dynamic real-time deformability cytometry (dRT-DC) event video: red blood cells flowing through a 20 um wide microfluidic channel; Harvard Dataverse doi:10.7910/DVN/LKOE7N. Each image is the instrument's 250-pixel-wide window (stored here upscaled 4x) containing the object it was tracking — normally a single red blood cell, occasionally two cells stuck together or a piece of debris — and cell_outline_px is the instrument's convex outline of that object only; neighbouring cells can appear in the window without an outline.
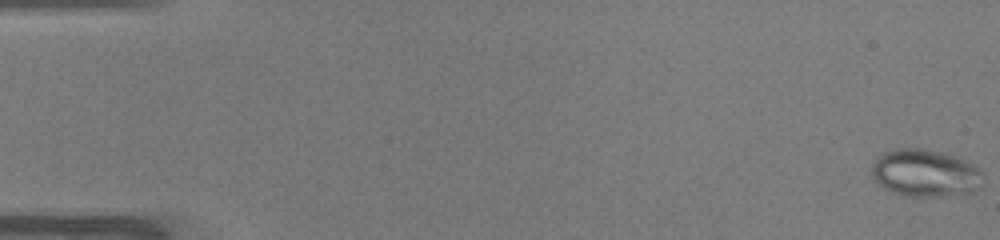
{"species": "common noctule bat (a hibernating species)", "species_latin": "Nyctalus noctula", "temperature_condition": "warm", "stored_images_in_passage": 52, "camera_frame_rate_fps": 3000, "um_per_image_px": 0.085, "animal": {"sex": "male", "body_mass_g": 19.0, "forearm_length_mm": 50.8}, "frame": {"image": 1, "passage_image": 1, "time_ms": 0.0, "image_size_px": [1000, 240], "cell_outline_px": [[984, 172], [980, 188], [972, 192], [936, 196], [912, 196], [892, 192], [884, 188], [872, 176], [872, 164], [884, 152], [892, 148], [920, 148], [940, 152], [964, 160], [980, 168]], "centroid_in_image_um": [78.66, 14.7], "position_along_channel_um": 6.3, "area_um2": 30.52}}
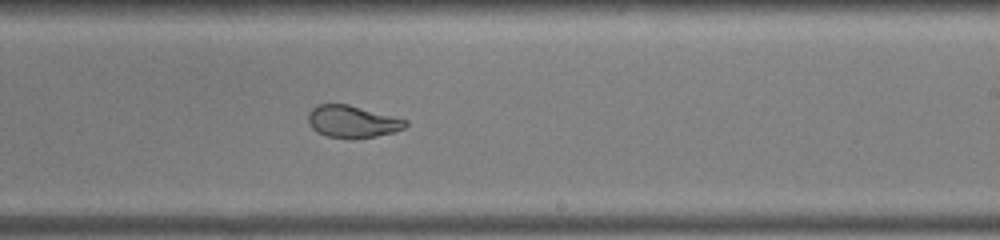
{"frame": {"image": 2, "passage_image": 32, "time_ms": 10.333, "image_size_px": [1000, 240], "cell_outline_px": [[408, 124], [404, 128], [392, 132], [376, 136], [352, 140], [348, 140], [328, 136], [316, 132], [308, 124], [308, 112], [316, 104], [348, 104], [408, 120]], "centroid_in_image_um": [29.92, 10.35], "position_along_channel_um": 259.1, "area_um2": 18.5}}
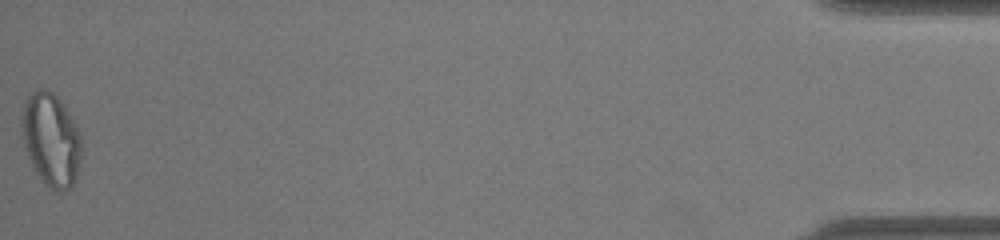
{"frame": {"image": 3, "passage_image": 52, "time_ms": 17.0, "image_size_px": [1000, 240], "cell_outline_px": [[84, 148], [76, 180], [64, 192], [56, 192], [36, 172], [28, 156], [20, 132], [20, 116], [24, 100], [36, 88], [44, 88], [52, 92], [60, 100], [76, 124], [80, 132]], "centroid_in_image_um": [4.35, 11.83], "position_along_channel_um": 430.9, "area_um2": 33.0}, "authors_computed_cell_mechanics": {"area_um2": 25.4031, "velocity_mm_per_s": 3.9667, "shape_relaxation_time_tau1_ms": null, "shape_relaxation_time_tau2_ms": 0.7429, "deformation_change_tau1": null, "deformation_change_tau2": 0.0721}}